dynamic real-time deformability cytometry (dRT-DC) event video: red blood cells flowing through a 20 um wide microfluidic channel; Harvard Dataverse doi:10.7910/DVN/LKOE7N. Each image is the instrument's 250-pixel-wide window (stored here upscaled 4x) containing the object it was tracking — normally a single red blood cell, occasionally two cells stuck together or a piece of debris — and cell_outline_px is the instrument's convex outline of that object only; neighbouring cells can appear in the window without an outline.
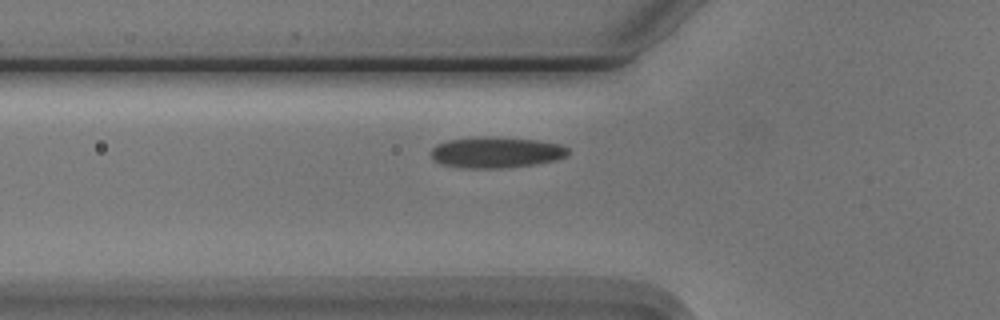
{"species": "Egyptian fruit bat (a non-hibernating species)", "species_latin": "Rousettus aegyptiacus", "temperature_condition": "cold", "stored_images_in_passage": 41, "camera_frame_rate_fps": 3000, "um_per_image_px": 0.085, "animal": {"sex": "male"}, "frame": {"image": 1, "passage_image": 5, "time_ms": 1.333, "image_size_px": [1000, 320], "cell_outline_px": [[568, 152], [564, 156], [556, 160], [536, 164], [500, 168], [464, 168], [440, 164], [432, 160], [432, 148], [436, 144], [448, 140], [480, 136], [492, 136], [536, 140], [560, 144], [568, 148]], "centroid_in_image_um": [42.13, 12.95], "position_along_channel_um": 83.7, "area_um2": 24.85}}
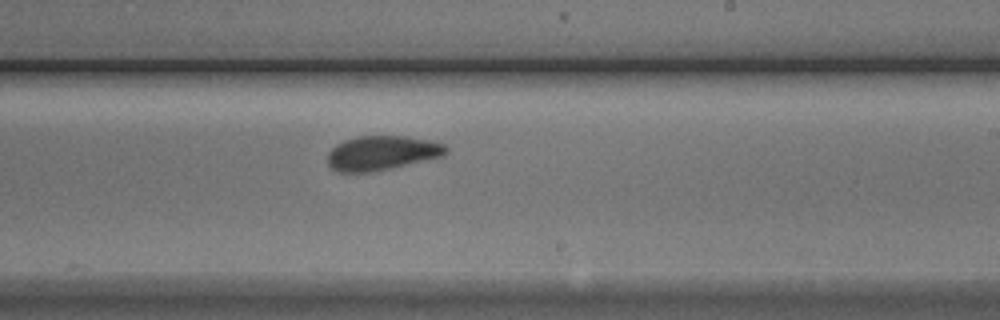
{"frame": {"image": 2, "passage_image": 19, "time_ms": 6.0, "image_size_px": [1000, 320], "cell_outline_px": [[448, 152], [444, 156], [392, 168], [368, 172], [336, 172], [328, 164], [328, 152], [336, 144], [344, 140], [360, 136], [408, 136], [428, 140], [444, 144], [448, 148]], "centroid_in_image_um": [32.47, 13.0], "position_along_channel_um": 256.5, "area_um2": 23.81}}
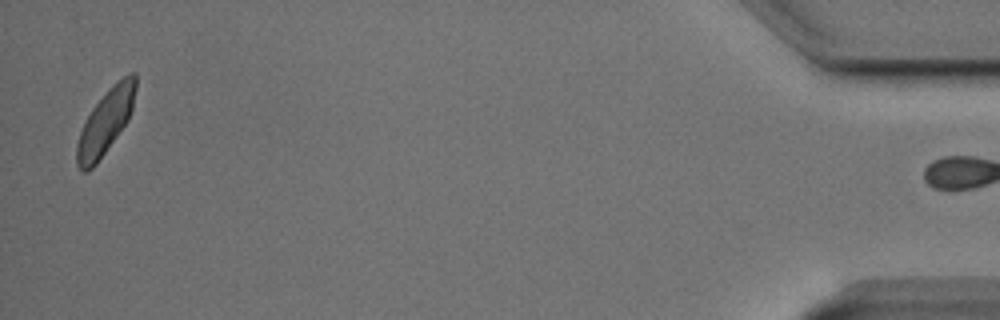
{"frame": {"image": 3, "passage_image": 40, "time_ms": 13.0, "image_size_px": [1000, 320], "cell_outline_px": [[136, 88], [132, 108], [128, 120], [96, 164], [88, 172], [84, 172], [76, 164], [76, 144], [80, 132], [92, 108], [124, 76], [132, 72], [136, 72]], "centroid_in_image_um": [8.96, 10.41], "position_along_channel_um": 426.2, "area_um2": 21.33}, "authors_computed_cell_mechanics": {"area_um2": 23.3512, "velocity_mm_per_s": 3.7068, "shape_relaxation_time_tau1_ms": 3.1922, "shape_relaxation_time_tau2_ms": 1.1761, "deformation_change_tau1": 0.1048, "deformation_change_tau2": 0.0592}}